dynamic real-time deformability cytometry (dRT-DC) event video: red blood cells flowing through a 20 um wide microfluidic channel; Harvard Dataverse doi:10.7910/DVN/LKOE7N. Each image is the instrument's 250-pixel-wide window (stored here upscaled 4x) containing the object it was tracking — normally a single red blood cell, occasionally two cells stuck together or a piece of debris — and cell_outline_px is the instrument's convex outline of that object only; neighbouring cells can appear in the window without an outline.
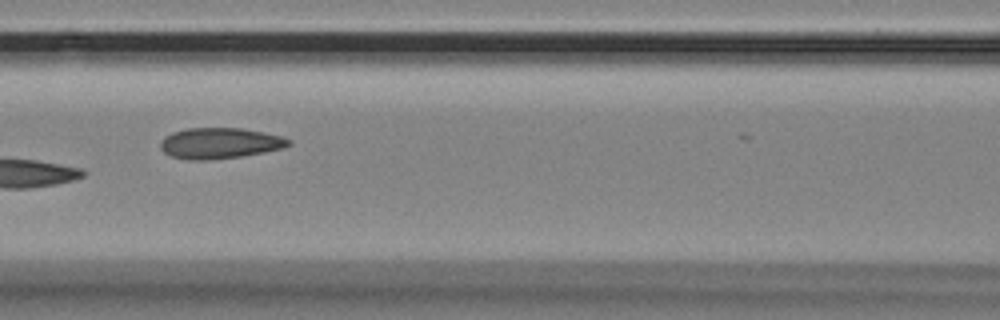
{"species": "Egyptian fruit bat (a non-hibernating species)", "species_latin": "Rousettus aegyptiacus", "temperature_condition": "room temperature", "stored_images_in_passage": 10, "camera_frame_rate_fps": 3000, "um_per_image_px": 0.085, "animal": {"sex": "female"}, "frame": {"image": 1, "passage_image": 6, "time_ms": 1.667, "image_size_px": [1000, 320], "cell_outline_px": [[292, 144], [284, 148], [264, 152], [240, 156], [212, 160], [188, 160], [172, 156], [164, 152], [160, 148], [160, 140], [164, 136], [172, 132], [188, 128], [240, 128], [264, 132], [284, 136], [292, 140]], "centroid_in_image_um": [18.7, 12.17], "position_along_channel_um": 147.9, "area_um2": 23.29}}
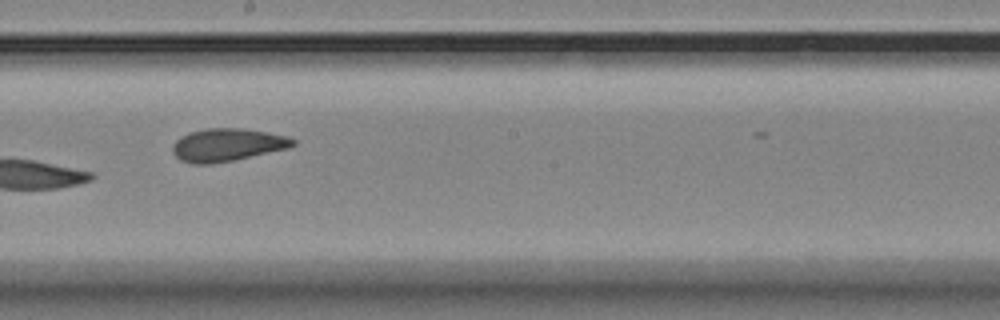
{"frame": {"image": 2, "passage_image": 8, "time_ms": 2.333, "image_size_px": [1000, 320], "cell_outline_px": [[296, 144], [288, 148], [232, 160], [212, 164], [192, 164], [180, 160], [172, 152], [172, 144], [180, 136], [188, 132], [204, 128], [240, 128], [268, 132], [288, 136], [296, 140]], "centroid_in_image_um": [19.28, 12.3], "position_along_channel_um": 228.9, "area_um2": 23.12}}
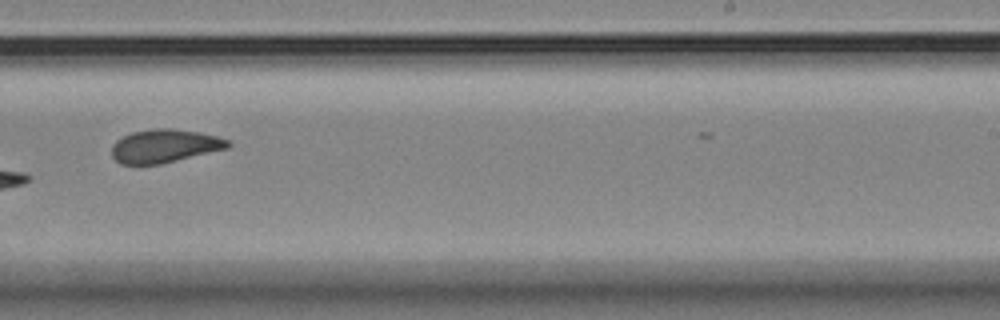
{"frame": {"image": 3, "passage_image": 9, "time_ms": 2.667, "image_size_px": [1000, 320], "cell_outline_px": [[232, 144], [228, 148], [160, 164], [120, 164], [112, 156], [112, 144], [116, 140], [132, 132], [152, 128], [172, 128], [200, 132], [216, 136], [228, 140]], "centroid_in_image_um": [13.98, 12.4], "position_along_channel_um": 275.0, "area_um2": 22.54}}